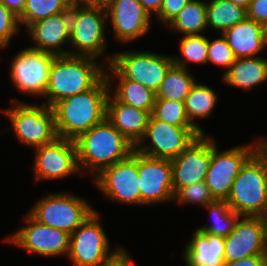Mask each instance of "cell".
Masks as SVG:
<instances>
[{"label":"cell","instance_id":"3","mask_svg":"<svg viewBox=\"0 0 267 266\" xmlns=\"http://www.w3.org/2000/svg\"><path fill=\"white\" fill-rule=\"evenodd\" d=\"M70 44L69 55L91 57L102 60L109 66L113 53H105L107 40V11L105 7L82 4L74 0L70 5Z\"/></svg>","mask_w":267,"mask_h":266},{"label":"cell","instance_id":"34","mask_svg":"<svg viewBox=\"0 0 267 266\" xmlns=\"http://www.w3.org/2000/svg\"><path fill=\"white\" fill-rule=\"evenodd\" d=\"M215 201L205 181L196 182L180 188L173 195V202L181 205H200L205 207Z\"/></svg>","mask_w":267,"mask_h":266},{"label":"cell","instance_id":"4","mask_svg":"<svg viewBox=\"0 0 267 266\" xmlns=\"http://www.w3.org/2000/svg\"><path fill=\"white\" fill-rule=\"evenodd\" d=\"M105 68L101 61L91 57L56 56L42 103L52 107L64 98L91 89L105 75Z\"/></svg>","mask_w":267,"mask_h":266},{"label":"cell","instance_id":"24","mask_svg":"<svg viewBox=\"0 0 267 266\" xmlns=\"http://www.w3.org/2000/svg\"><path fill=\"white\" fill-rule=\"evenodd\" d=\"M221 79V82L232 88L242 89L247 93L253 91L252 89L267 82V58H236Z\"/></svg>","mask_w":267,"mask_h":266},{"label":"cell","instance_id":"12","mask_svg":"<svg viewBox=\"0 0 267 266\" xmlns=\"http://www.w3.org/2000/svg\"><path fill=\"white\" fill-rule=\"evenodd\" d=\"M23 221L25 226L17 228L15 232L2 239L5 243L42 258L67 257L70 234L38 222L28 212Z\"/></svg>","mask_w":267,"mask_h":266},{"label":"cell","instance_id":"5","mask_svg":"<svg viewBox=\"0 0 267 266\" xmlns=\"http://www.w3.org/2000/svg\"><path fill=\"white\" fill-rule=\"evenodd\" d=\"M11 122L10 128H4L0 135L6 131L13 132L15 139L29 147H37L53 142L58 136L55 129V119L52 107L43 103H27L17 98L10 101L9 108L1 110ZM8 129V130H7Z\"/></svg>","mask_w":267,"mask_h":266},{"label":"cell","instance_id":"8","mask_svg":"<svg viewBox=\"0 0 267 266\" xmlns=\"http://www.w3.org/2000/svg\"><path fill=\"white\" fill-rule=\"evenodd\" d=\"M27 211L38 222L72 234L93 212L88 199L70 192H53L36 200Z\"/></svg>","mask_w":267,"mask_h":266},{"label":"cell","instance_id":"25","mask_svg":"<svg viewBox=\"0 0 267 266\" xmlns=\"http://www.w3.org/2000/svg\"><path fill=\"white\" fill-rule=\"evenodd\" d=\"M219 100L218 93L207 84L196 81L184 101L187 118L202 134H206L198 123L201 119L211 117ZM198 119V121H197Z\"/></svg>","mask_w":267,"mask_h":266},{"label":"cell","instance_id":"39","mask_svg":"<svg viewBox=\"0 0 267 266\" xmlns=\"http://www.w3.org/2000/svg\"><path fill=\"white\" fill-rule=\"evenodd\" d=\"M133 258L125 247H122L114 256L100 266H135Z\"/></svg>","mask_w":267,"mask_h":266},{"label":"cell","instance_id":"31","mask_svg":"<svg viewBox=\"0 0 267 266\" xmlns=\"http://www.w3.org/2000/svg\"><path fill=\"white\" fill-rule=\"evenodd\" d=\"M179 40L180 55H172L174 65L188 70H191L190 63L207 65L208 36L185 35Z\"/></svg>","mask_w":267,"mask_h":266},{"label":"cell","instance_id":"45","mask_svg":"<svg viewBox=\"0 0 267 266\" xmlns=\"http://www.w3.org/2000/svg\"><path fill=\"white\" fill-rule=\"evenodd\" d=\"M260 150L267 156V135L262 138Z\"/></svg>","mask_w":267,"mask_h":266},{"label":"cell","instance_id":"22","mask_svg":"<svg viewBox=\"0 0 267 266\" xmlns=\"http://www.w3.org/2000/svg\"><path fill=\"white\" fill-rule=\"evenodd\" d=\"M185 242L183 260L185 266H224V237L193 231Z\"/></svg>","mask_w":267,"mask_h":266},{"label":"cell","instance_id":"16","mask_svg":"<svg viewBox=\"0 0 267 266\" xmlns=\"http://www.w3.org/2000/svg\"><path fill=\"white\" fill-rule=\"evenodd\" d=\"M137 171L141 206L173 202L171 160L149 157L137 151Z\"/></svg>","mask_w":267,"mask_h":266},{"label":"cell","instance_id":"43","mask_svg":"<svg viewBox=\"0 0 267 266\" xmlns=\"http://www.w3.org/2000/svg\"><path fill=\"white\" fill-rule=\"evenodd\" d=\"M82 4L107 7L113 0H76Z\"/></svg>","mask_w":267,"mask_h":266},{"label":"cell","instance_id":"33","mask_svg":"<svg viewBox=\"0 0 267 266\" xmlns=\"http://www.w3.org/2000/svg\"><path fill=\"white\" fill-rule=\"evenodd\" d=\"M151 115L173 126H193L187 118L184 101L155 98Z\"/></svg>","mask_w":267,"mask_h":266},{"label":"cell","instance_id":"18","mask_svg":"<svg viewBox=\"0 0 267 266\" xmlns=\"http://www.w3.org/2000/svg\"><path fill=\"white\" fill-rule=\"evenodd\" d=\"M224 263L267 252V219L240 216L234 230L224 238Z\"/></svg>","mask_w":267,"mask_h":266},{"label":"cell","instance_id":"23","mask_svg":"<svg viewBox=\"0 0 267 266\" xmlns=\"http://www.w3.org/2000/svg\"><path fill=\"white\" fill-rule=\"evenodd\" d=\"M222 35L236 58L259 57L267 49L263 25L246 17Z\"/></svg>","mask_w":267,"mask_h":266},{"label":"cell","instance_id":"19","mask_svg":"<svg viewBox=\"0 0 267 266\" xmlns=\"http://www.w3.org/2000/svg\"><path fill=\"white\" fill-rule=\"evenodd\" d=\"M212 158V136L202 134L186 150L171 160L175 194L180 188L205 181Z\"/></svg>","mask_w":267,"mask_h":266},{"label":"cell","instance_id":"7","mask_svg":"<svg viewBox=\"0 0 267 266\" xmlns=\"http://www.w3.org/2000/svg\"><path fill=\"white\" fill-rule=\"evenodd\" d=\"M174 64L172 55L146 50L128 49L113 53L105 68L107 79H130L157 92L169 68Z\"/></svg>","mask_w":267,"mask_h":266},{"label":"cell","instance_id":"1","mask_svg":"<svg viewBox=\"0 0 267 266\" xmlns=\"http://www.w3.org/2000/svg\"><path fill=\"white\" fill-rule=\"evenodd\" d=\"M110 93L104 75L91 89L60 100L52 106L57 136L75 140L106 118Z\"/></svg>","mask_w":267,"mask_h":266},{"label":"cell","instance_id":"9","mask_svg":"<svg viewBox=\"0 0 267 266\" xmlns=\"http://www.w3.org/2000/svg\"><path fill=\"white\" fill-rule=\"evenodd\" d=\"M264 136L256 137L254 142L237 144L221 151L217 140L212 136V158L205 183L215 200L228 198L233 181L245 163L260 149Z\"/></svg>","mask_w":267,"mask_h":266},{"label":"cell","instance_id":"14","mask_svg":"<svg viewBox=\"0 0 267 266\" xmlns=\"http://www.w3.org/2000/svg\"><path fill=\"white\" fill-rule=\"evenodd\" d=\"M91 181L105 200L141 206L136 150L129 158L103 169Z\"/></svg>","mask_w":267,"mask_h":266},{"label":"cell","instance_id":"20","mask_svg":"<svg viewBox=\"0 0 267 266\" xmlns=\"http://www.w3.org/2000/svg\"><path fill=\"white\" fill-rule=\"evenodd\" d=\"M70 25V7L65 12L30 24L25 29L26 36L34 44L30 47L56 56L69 55L66 47L70 44Z\"/></svg>","mask_w":267,"mask_h":266},{"label":"cell","instance_id":"46","mask_svg":"<svg viewBox=\"0 0 267 266\" xmlns=\"http://www.w3.org/2000/svg\"><path fill=\"white\" fill-rule=\"evenodd\" d=\"M263 29H264L265 39H266V42H267V23L263 26Z\"/></svg>","mask_w":267,"mask_h":266},{"label":"cell","instance_id":"2","mask_svg":"<svg viewBox=\"0 0 267 266\" xmlns=\"http://www.w3.org/2000/svg\"><path fill=\"white\" fill-rule=\"evenodd\" d=\"M82 176L93 179L103 169L129 158L135 146L105 118L75 140Z\"/></svg>","mask_w":267,"mask_h":266},{"label":"cell","instance_id":"30","mask_svg":"<svg viewBox=\"0 0 267 266\" xmlns=\"http://www.w3.org/2000/svg\"><path fill=\"white\" fill-rule=\"evenodd\" d=\"M204 209L210 213L209 217H212V222L207 225H201V227L196 229L202 233H209L224 238L234 230L240 217L238 213L230 208L226 200H215L207 204Z\"/></svg>","mask_w":267,"mask_h":266},{"label":"cell","instance_id":"37","mask_svg":"<svg viewBox=\"0 0 267 266\" xmlns=\"http://www.w3.org/2000/svg\"><path fill=\"white\" fill-rule=\"evenodd\" d=\"M191 0H163L160 11L155 15L159 23L167 25Z\"/></svg>","mask_w":267,"mask_h":266},{"label":"cell","instance_id":"32","mask_svg":"<svg viewBox=\"0 0 267 266\" xmlns=\"http://www.w3.org/2000/svg\"><path fill=\"white\" fill-rule=\"evenodd\" d=\"M74 0H26L23 13L18 17L25 29L35 22L65 12Z\"/></svg>","mask_w":267,"mask_h":266},{"label":"cell","instance_id":"21","mask_svg":"<svg viewBox=\"0 0 267 266\" xmlns=\"http://www.w3.org/2000/svg\"><path fill=\"white\" fill-rule=\"evenodd\" d=\"M150 115L146 110L119 102L109 93L106 103V118L135 147L146 133Z\"/></svg>","mask_w":267,"mask_h":266},{"label":"cell","instance_id":"40","mask_svg":"<svg viewBox=\"0 0 267 266\" xmlns=\"http://www.w3.org/2000/svg\"><path fill=\"white\" fill-rule=\"evenodd\" d=\"M224 266H265V255H254L225 263Z\"/></svg>","mask_w":267,"mask_h":266},{"label":"cell","instance_id":"26","mask_svg":"<svg viewBox=\"0 0 267 266\" xmlns=\"http://www.w3.org/2000/svg\"><path fill=\"white\" fill-rule=\"evenodd\" d=\"M165 27L170 28L173 34L181 36L207 33L206 1H189Z\"/></svg>","mask_w":267,"mask_h":266},{"label":"cell","instance_id":"29","mask_svg":"<svg viewBox=\"0 0 267 266\" xmlns=\"http://www.w3.org/2000/svg\"><path fill=\"white\" fill-rule=\"evenodd\" d=\"M196 81L191 70L173 64L156 92V98L185 101Z\"/></svg>","mask_w":267,"mask_h":266},{"label":"cell","instance_id":"6","mask_svg":"<svg viewBox=\"0 0 267 266\" xmlns=\"http://www.w3.org/2000/svg\"><path fill=\"white\" fill-rule=\"evenodd\" d=\"M226 202L240 216L267 217V156L260 149L233 181Z\"/></svg>","mask_w":267,"mask_h":266},{"label":"cell","instance_id":"47","mask_svg":"<svg viewBox=\"0 0 267 266\" xmlns=\"http://www.w3.org/2000/svg\"><path fill=\"white\" fill-rule=\"evenodd\" d=\"M265 266H267V252L265 254Z\"/></svg>","mask_w":267,"mask_h":266},{"label":"cell","instance_id":"44","mask_svg":"<svg viewBox=\"0 0 267 266\" xmlns=\"http://www.w3.org/2000/svg\"><path fill=\"white\" fill-rule=\"evenodd\" d=\"M232 3L236 4L237 6H240L247 10L249 7V4L251 0H230Z\"/></svg>","mask_w":267,"mask_h":266},{"label":"cell","instance_id":"38","mask_svg":"<svg viewBox=\"0 0 267 266\" xmlns=\"http://www.w3.org/2000/svg\"><path fill=\"white\" fill-rule=\"evenodd\" d=\"M247 17L263 26L267 23V0H251Z\"/></svg>","mask_w":267,"mask_h":266},{"label":"cell","instance_id":"17","mask_svg":"<svg viewBox=\"0 0 267 266\" xmlns=\"http://www.w3.org/2000/svg\"><path fill=\"white\" fill-rule=\"evenodd\" d=\"M106 11L112 37L120 45L147 36L153 27V17L138 0H113L106 7Z\"/></svg>","mask_w":267,"mask_h":266},{"label":"cell","instance_id":"11","mask_svg":"<svg viewBox=\"0 0 267 266\" xmlns=\"http://www.w3.org/2000/svg\"><path fill=\"white\" fill-rule=\"evenodd\" d=\"M56 55L30 46L20 49L9 67L11 83L21 94L45 97L49 74Z\"/></svg>","mask_w":267,"mask_h":266},{"label":"cell","instance_id":"13","mask_svg":"<svg viewBox=\"0 0 267 266\" xmlns=\"http://www.w3.org/2000/svg\"><path fill=\"white\" fill-rule=\"evenodd\" d=\"M201 135L194 126H173L150 115L146 133L135 150L149 157L172 160Z\"/></svg>","mask_w":267,"mask_h":266},{"label":"cell","instance_id":"41","mask_svg":"<svg viewBox=\"0 0 267 266\" xmlns=\"http://www.w3.org/2000/svg\"><path fill=\"white\" fill-rule=\"evenodd\" d=\"M0 2L19 17L25 8L26 0H0Z\"/></svg>","mask_w":267,"mask_h":266},{"label":"cell","instance_id":"36","mask_svg":"<svg viewBox=\"0 0 267 266\" xmlns=\"http://www.w3.org/2000/svg\"><path fill=\"white\" fill-rule=\"evenodd\" d=\"M20 30L18 17L0 2V50H7Z\"/></svg>","mask_w":267,"mask_h":266},{"label":"cell","instance_id":"35","mask_svg":"<svg viewBox=\"0 0 267 266\" xmlns=\"http://www.w3.org/2000/svg\"><path fill=\"white\" fill-rule=\"evenodd\" d=\"M235 60L234 52L222 34L216 39L208 37L207 65L211 63V65H218L217 67L225 69V71L223 70V75Z\"/></svg>","mask_w":267,"mask_h":266},{"label":"cell","instance_id":"15","mask_svg":"<svg viewBox=\"0 0 267 266\" xmlns=\"http://www.w3.org/2000/svg\"><path fill=\"white\" fill-rule=\"evenodd\" d=\"M32 172L35 182L55 181L81 174L74 140L57 137L53 142L33 149Z\"/></svg>","mask_w":267,"mask_h":266},{"label":"cell","instance_id":"42","mask_svg":"<svg viewBox=\"0 0 267 266\" xmlns=\"http://www.w3.org/2000/svg\"><path fill=\"white\" fill-rule=\"evenodd\" d=\"M145 10L154 17L162 6L163 0H138Z\"/></svg>","mask_w":267,"mask_h":266},{"label":"cell","instance_id":"28","mask_svg":"<svg viewBox=\"0 0 267 266\" xmlns=\"http://www.w3.org/2000/svg\"><path fill=\"white\" fill-rule=\"evenodd\" d=\"M206 13L208 30L220 34L247 17L246 9L230 0H206Z\"/></svg>","mask_w":267,"mask_h":266},{"label":"cell","instance_id":"27","mask_svg":"<svg viewBox=\"0 0 267 266\" xmlns=\"http://www.w3.org/2000/svg\"><path fill=\"white\" fill-rule=\"evenodd\" d=\"M107 80L109 83L110 93L119 102L146 110L150 114L152 113L155 104L156 93L151 89L130 79Z\"/></svg>","mask_w":267,"mask_h":266},{"label":"cell","instance_id":"10","mask_svg":"<svg viewBox=\"0 0 267 266\" xmlns=\"http://www.w3.org/2000/svg\"><path fill=\"white\" fill-rule=\"evenodd\" d=\"M100 215L96 210L70 235L67 258L71 266H100L123 247L118 244L111 250Z\"/></svg>","mask_w":267,"mask_h":266}]
</instances>
